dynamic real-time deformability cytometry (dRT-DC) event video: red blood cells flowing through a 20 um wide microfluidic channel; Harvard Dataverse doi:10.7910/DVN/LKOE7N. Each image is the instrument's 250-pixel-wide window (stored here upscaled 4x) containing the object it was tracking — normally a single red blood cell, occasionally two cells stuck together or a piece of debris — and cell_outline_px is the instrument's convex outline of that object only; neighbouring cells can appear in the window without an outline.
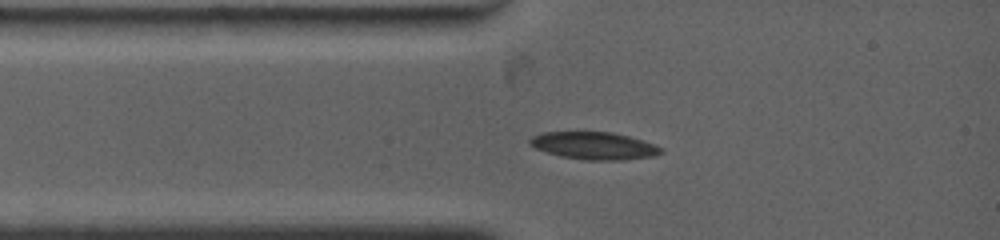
{"species": "common noctule bat (a hibernating species)", "species_latin": "Nyctalus noctula", "temperature_condition": "warm", "stored_images_in_passage": 24, "camera_frame_rate_fps": 4500, "um_per_image_px": 0.085, "animal": {"sex": "female", "body_mass_g": 19.0, "forearm_length_mm": 53.3}, "frame": {"image": 1, "passage_image": 1, "time_ms": 0.0, "image_size_px": [1000, 240], "cell_outline_px": [[664, 152], [656, 156], [624, 160], [584, 160], [560, 156], [536, 148], [528, 144], [528, 140], [532, 136], [544, 132], [612, 132], [644, 140], [656, 144], [664, 148]], "centroid_in_image_um": [50.56, 12.39], "position_along_channel_um": 34.4, "area_um2": 21.21}}
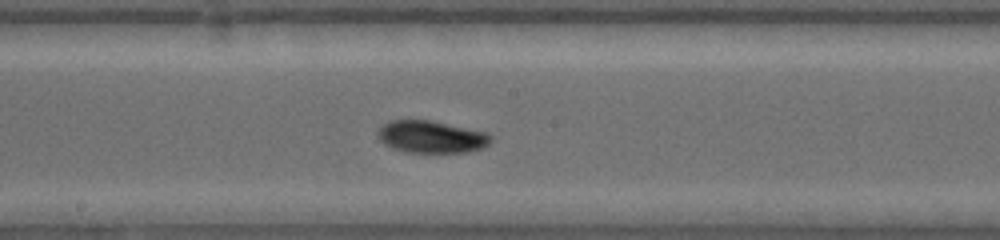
{"frame": {"image": 2, "passage_image": 10, "time_ms": 4.667, "image_size_px": [1000, 240], "cell_outline_px": [[492, 140], [484, 148], [468, 152], [404, 152], [392, 148], [384, 144], [376, 136], [376, 132], [388, 120], [432, 120], [488, 132], [492, 136]], "centroid_in_image_um": [36.67, 11.62], "position_along_channel_um": 211.5, "area_um2": 21.56}}
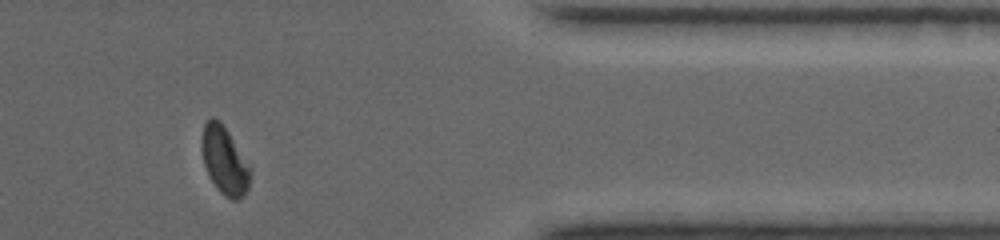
{"frame": {"image": 3, "passage_image": 21, "time_ms": 10.0, "image_size_px": [1000, 240], "cell_outline_px": [[252, 168], [248, 188], [244, 196], [240, 200], [232, 200], [224, 196], [216, 188], [204, 164], [200, 144], [200, 140], [204, 124], [212, 116], [220, 120]], "centroid_in_image_um": [19.09, 13.65], "position_along_channel_um": 392.3, "area_um2": 19.36}, "authors_computed_cell_mechanics": {"area_um2": 20.3745, "velocity_mm_per_s": 3.8429, "shape_relaxation_time_tau1_ms": 3.6458, "shape_relaxation_time_tau2_ms": null, "deformation_change_tau1": 0.1079, "deformation_change_tau2": null}}